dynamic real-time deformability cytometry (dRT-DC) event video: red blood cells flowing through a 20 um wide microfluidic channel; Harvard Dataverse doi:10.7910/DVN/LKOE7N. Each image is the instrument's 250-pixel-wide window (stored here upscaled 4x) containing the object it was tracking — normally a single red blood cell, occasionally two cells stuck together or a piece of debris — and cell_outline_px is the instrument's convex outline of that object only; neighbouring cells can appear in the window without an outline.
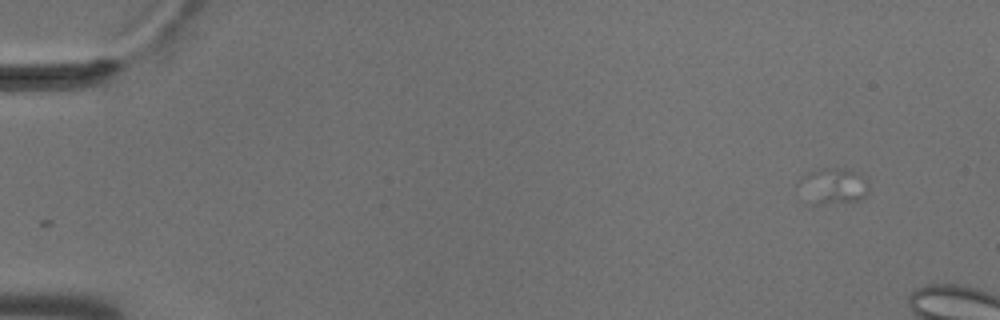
{"species": "common noctule bat (a hibernating species)", "species_latin": "Nyctalus noctula", "temperature_condition": "cold", "stored_images_in_passage": 12, "camera_frame_rate_fps": 3000, "um_per_image_px": 0.085, "animal": {"sex": "male", "body_mass_g": 18.8}, "frame": {"image": 1, "passage_image": 3, "time_ms": 0.667, "image_size_px": [1000, 320], "cell_outline_px": [[868, 192], [860, 200], [820, 204], [804, 204], [796, 184], [808, 172], [820, 168], [840, 168], [860, 172], [868, 176]], "centroid_in_image_um": [70.77, 15.82], "position_along_channel_um": 14.2, "area_um2": 15.43}}